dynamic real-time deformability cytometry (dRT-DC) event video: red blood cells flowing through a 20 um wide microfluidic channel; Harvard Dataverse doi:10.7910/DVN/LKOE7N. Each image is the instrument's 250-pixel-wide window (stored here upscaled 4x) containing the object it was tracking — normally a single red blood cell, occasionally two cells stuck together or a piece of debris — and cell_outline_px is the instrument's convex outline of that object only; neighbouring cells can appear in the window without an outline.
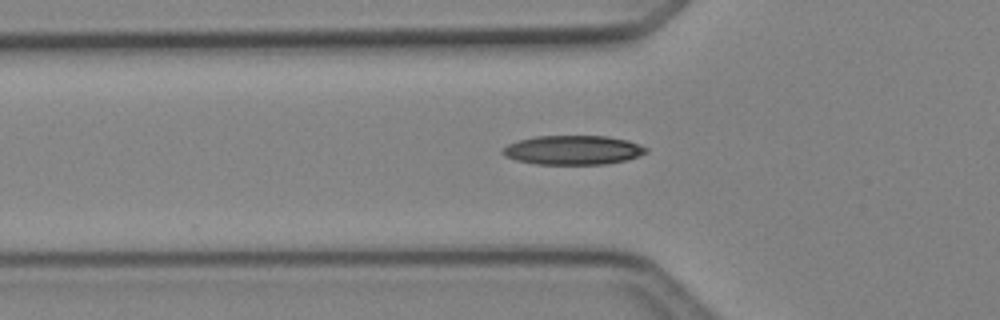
{"species": "Egyptian fruit bat (a non-hibernating species)", "species_latin": "Rousettus aegyptiacus", "temperature_condition": "cold", "stored_images_in_passage": 28, "camera_frame_rate_fps": 3000, "um_per_image_px": 0.085, "animal": {"sex": "female"}, "frame": {"image": 1, "passage_image": 2, "time_ms": 0.333, "image_size_px": [1000, 320], "cell_outline_px": [[648, 152], [640, 156], [608, 164], [536, 164], [516, 160], [504, 156], [500, 152], [508, 144], [520, 140], [536, 136], [608, 136], [628, 140], [640, 144], [648, 148]], "centroid_in_image_um": [48.73, 12.75], "position_along_channel_um": 77.1, "area_um2": 24.51}}
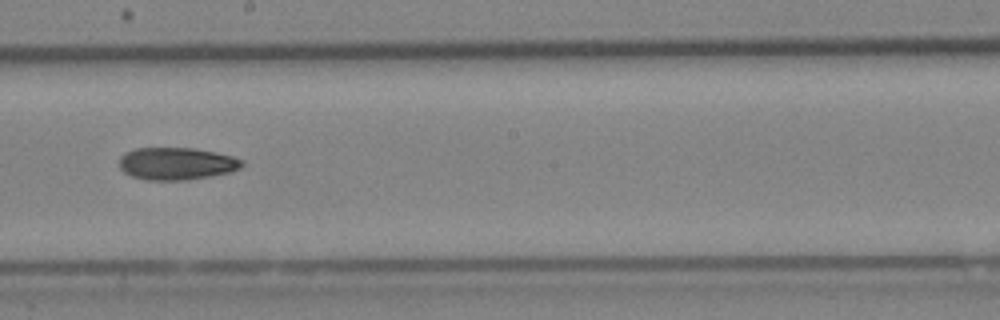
{"frame": {"image": 2, "passage_image": 13, "time_ms": 4.0, "image_size_px": [1000, 320], "cell_outline_px": [[244, 164], [240, 168], [228, 172], [212, 176], [188, 180], [148, 180], [132, 176], [124, 172], [120, 168], [120, 156], [124, 152], [136, 148], [196, 148], [216, 152], [232, 156], [244, 160]], "centroid_in_image_um": [15.02, 13.9], "position_along_channel_um": 233.2, "area_um2": 23.29}}
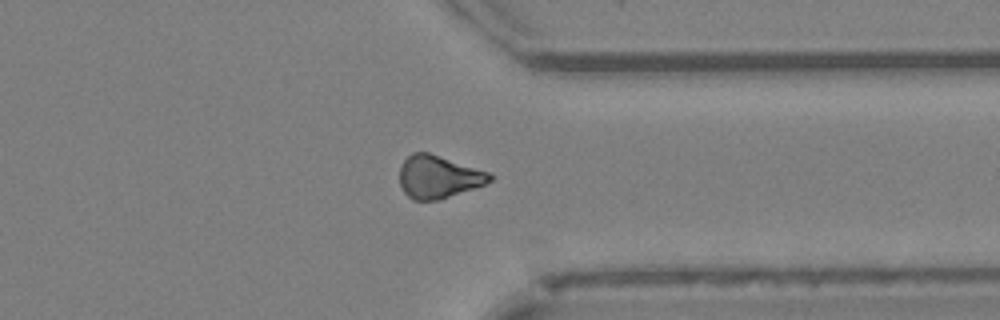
{"frame": {"image": 3, "passage_image": 23, "time_ms": 7.333, "image_size_px": [1000, 320], "cell_outline_px": [[496, 176], [492, 180], [484, 184], [436, 200], [412, 200], [404, 192], [400, 184], [400, 164], [412, 152], [428, 152], [488, 172]], "centroid_in_image_um": [37.23, 15.02], "position_along_channel_um": 374.2, "area_um2": 22.14}}